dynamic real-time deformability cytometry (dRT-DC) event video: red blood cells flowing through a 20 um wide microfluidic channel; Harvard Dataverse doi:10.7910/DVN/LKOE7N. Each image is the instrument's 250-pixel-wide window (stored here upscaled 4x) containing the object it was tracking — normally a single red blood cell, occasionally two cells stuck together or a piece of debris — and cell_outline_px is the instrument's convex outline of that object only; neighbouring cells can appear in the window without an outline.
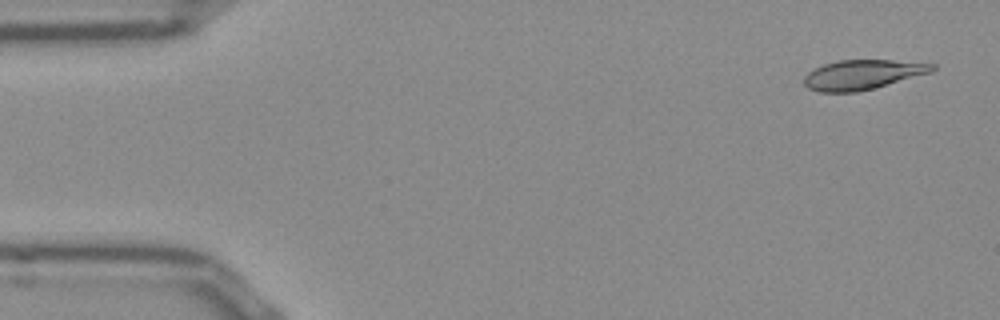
{"species": "Egyptian fruit bat (a non-hibernating species)", "species_latin": "Rousettus aegyptiacus", "temperature_condition": "room temperature", "stored_images_in_passage": 15, "camera_frame_rate_fps": 3000, "um_per_image_px": 0.085, "frame": {"image": 1, "passage_image": 2, "time_ms": 0.333, "image_size_px": [1000, 320], "cell_outline_px": [[936, 68], [932, 72], [872, 88], [856, 92], [820, 92], [808, 88], [804, 84], [804, 76], [808, 72], [824, 64], [840, 60], [892, 60], [936, 64]], "centroid_in_image_um": [73.31, 6.34], "position_along_channel_um": 11.7, "area_um2": 21.91}}
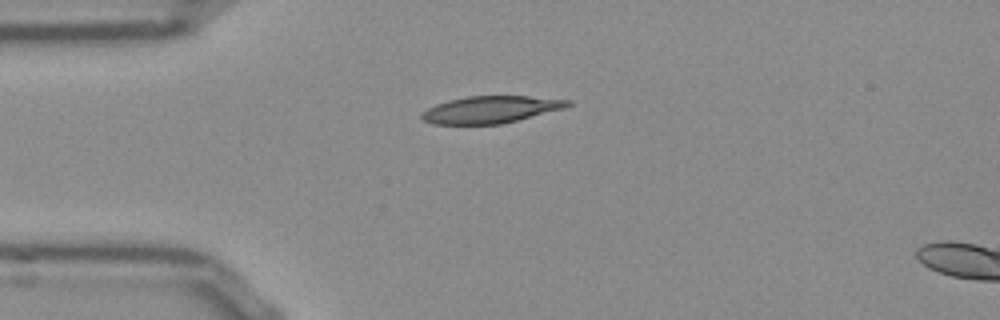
{"frame": {"image": 2, "passage_image": 12, "time_ms": 3.667, "image_size_px": [1000, 320], "cell_outline_px": [[572, 104], [564, 108], [500, 124], [432, 124], [424, 120], [420, 116], [420, 112], [436, 104], [448, 100], [468, 96], [528, 96], [572, 100]], "centroid_in_image_um": [41.68, 9.3], "position_along_channel_um": 43.3, "area_um2": 22.89}}